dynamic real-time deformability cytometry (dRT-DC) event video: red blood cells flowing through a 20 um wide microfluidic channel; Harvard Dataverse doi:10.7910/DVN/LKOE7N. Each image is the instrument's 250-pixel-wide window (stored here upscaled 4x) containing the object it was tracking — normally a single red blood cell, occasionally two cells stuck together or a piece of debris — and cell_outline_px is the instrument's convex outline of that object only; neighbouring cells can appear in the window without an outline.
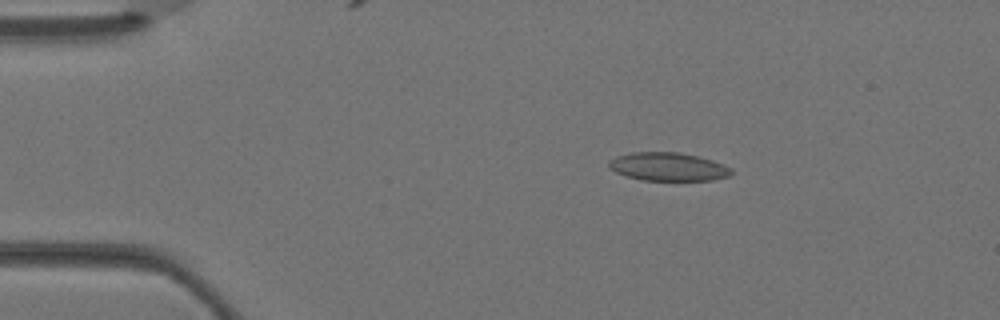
{"species": "Egyptian fruit bat (a non-hibernating species)", "species_latin": "Rousettus aegyptiacus", "temperature_condition": "warm", "stored_images_in_passage": 2, "camera_frame_rate_fps": 3000, "um_per_image_px": 0.085, "animal": {"sex": "female"}, "frame": {"image": 1, "passage_image": 1, "time_ms": 0.0, "image_size_px": [1000, 320], "cell_outline_px": [[732, 172], [728, 176], [712, 180], [640, 180], [616, 172], [608, 168], [608, 160], [616, 156], [632, 152], [680, 152], [700, 156], [724, 164], [732, 168]], "centroid_in_image_um": [56.78, 14.16], "position_along_channel_um": 28.2, "area_um2": 20.35}}